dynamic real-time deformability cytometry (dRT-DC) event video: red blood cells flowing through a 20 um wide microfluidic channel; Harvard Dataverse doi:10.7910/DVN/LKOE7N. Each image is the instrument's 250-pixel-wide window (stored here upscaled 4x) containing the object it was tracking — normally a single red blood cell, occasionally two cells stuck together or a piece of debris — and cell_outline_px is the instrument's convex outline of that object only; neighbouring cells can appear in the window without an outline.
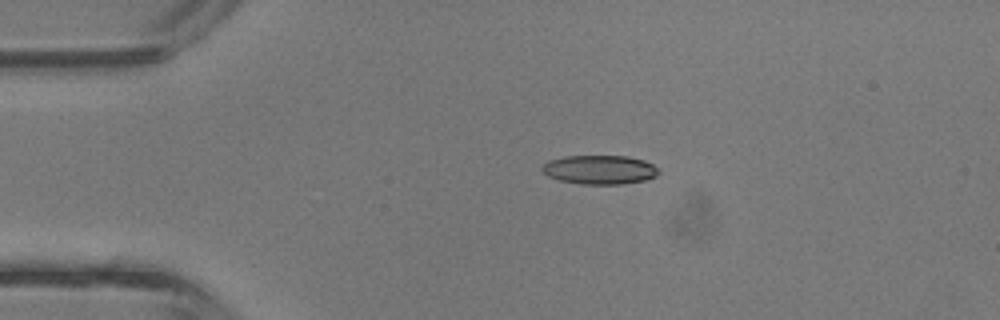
{"species": "common noctule bat (a hibernating species)", "species_latin": "Nyctalus noctula", "temperature_condition": "room temperature", "stored_images_in_passage": 3, "camera_frame_rate_fps": 3000, "um_per_image_px": 0.085, "animal": {"sex": "male", "body_mass_g": 13.3}, "frame": {"image": 1, "passage_image": 2, "time_ms": 0.333, "image_size_px": [1000, 320], "cell_outline_px": [[660, 172], [656, 176], [644, 180], [624, 184], [580, 184], [560, 180], [548, 176], [540, 168], [548, 160], [564, 156], [628, 156], [644, 160], [652, 164]], "centroid_in_image_um": [50.96, 14.42], "position_along_channel_um": 34.0, "area_um2": 19.71}}